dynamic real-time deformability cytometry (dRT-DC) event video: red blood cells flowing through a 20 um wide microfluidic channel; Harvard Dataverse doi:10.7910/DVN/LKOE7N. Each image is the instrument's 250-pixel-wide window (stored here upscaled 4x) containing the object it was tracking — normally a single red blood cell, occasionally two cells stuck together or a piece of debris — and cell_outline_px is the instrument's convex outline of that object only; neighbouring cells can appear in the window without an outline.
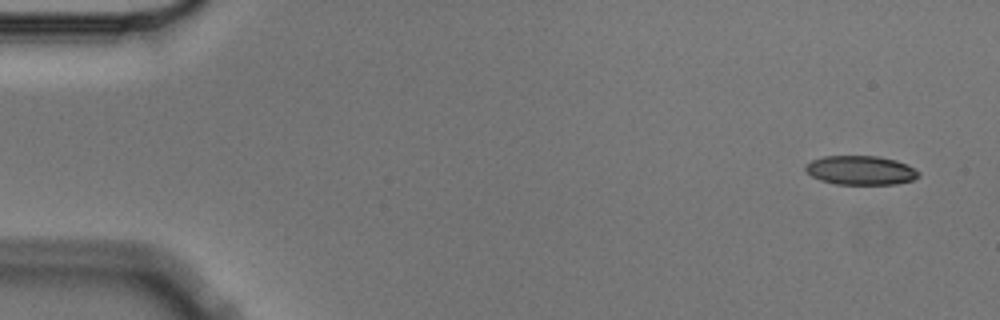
{"species": "Egyptian fruit bat (a non-hibernating species)", "species_latin": "Rousettus aegyptiacus", "temperature_condition": "cold", "stored_images_in_passage": 5, "camera_frame_rate_fps": 3000, "um_per_image_px": 0.085, "animal": {"sex": "male"}, "frame": {"image": 1, "passage_image": 1, "time_ms": 0.0, "image_size_px": [1000, 320], "cell_outline_px": [[920, 176], [912, 180], [896, 184], [836, 184], [820, 180], [812, 176], [804, 168], [804, 164], [812, 160], [824, 156], [876, 156], [896, 160], [908, 164], [920, 172]], "centroid_in_image_um": [73.16, 14.47], "position_along_channel_um": 11.8, "area_um2": 19.25}}
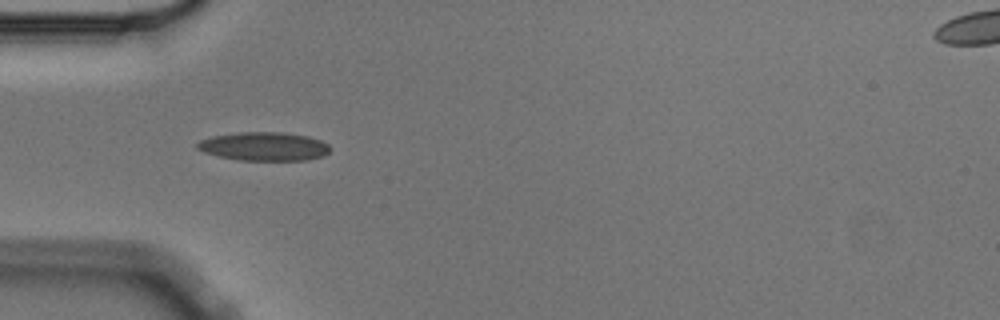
{"frame": {"image": 2, "passage_image": 4, "time_ms": 1.0, "image_size_px": [1000, 320], "cell_outline_px": [[332, 148], [324, 156], [308, 160], [240, 160], [216, 156], [204, 152], [196, 148], [196, 144], [200, 140], [212, 136], [240, 132], [284, 132], [308, 136], [320, 140], [328, 144]], "centroid_in_image_um": [22.45, 12.44], "position_along_channel_um": 62.5, "area_um2": 22.31}}
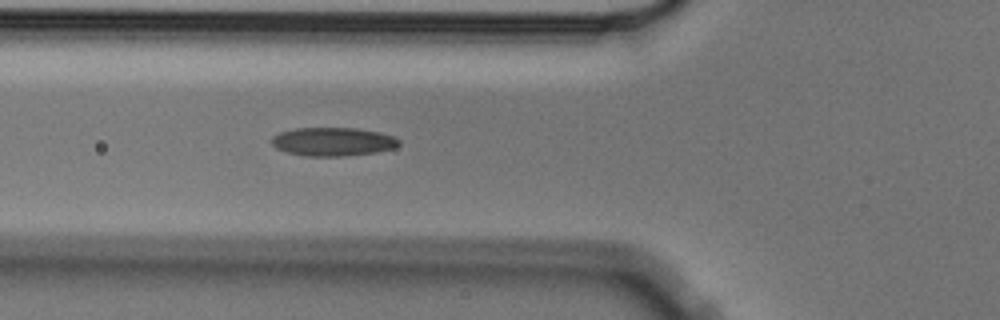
{"frame": {"image": 3, "passage_image": 5, "time_ms": 1.333, "image_size_px": [1000, 320], "cell_outline_px": [[400, 144], [396, 148], [376, 152], [340, 156], [304, 156], [288, 152], [276, 148], [272, 144], [272, 136], [280, 132], [296, 128], [356, 128], [380, 132], [392, 136], [400, 140]], "centroid_in_image_um": [28.31, 12.04], "position_along_channel_um": 97.5, "area_um2": 21.15}}